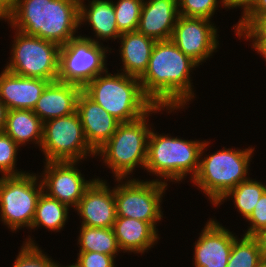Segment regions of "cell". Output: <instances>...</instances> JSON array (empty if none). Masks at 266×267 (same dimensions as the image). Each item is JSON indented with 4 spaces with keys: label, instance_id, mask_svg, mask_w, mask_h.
I'll use <instances>...</instances> for the list:
<instances>
[{
    "label": "cell",
    "instance_id": "6da1fadb",
    "mask_svg": "<svg viewBox=\"0 0 266 267\" xmlns=\"http://www.w3.org/2000/svg\"><path fill=\"white\" fill-rule=\"evenodd\" d=\"M198 66L171 39L156 41L148 68L139 78L143 93L155 105L185 108L195 98L190 73Z\"/></svg>",
    "mask_w": 266,
    "mask_h": 267
},
{
    "label": "cell",
    "instance_id": "7a4b0ae2",
    "mask_svg": "<svg viewBox=\"0 0 266 267\" xmlns=\"http://www.w3.org/2000/svg\"><path fill=\"white\" fill-rule=\"evenodd\" d=\"M80 0H16L7 17L14 30L52 41L60 46L76 36Z\"/></svg>",
    "mask_w": 266,
    "mask_h": 267
},
{
    "label": "cell",
    "instance_id": "3957f363",
    "mask_svg": "<svg viewBox=\"0 0 266 267\" xmlns=\"http://www.w3.org/2000/svg\"><path fill=\"white\" fill-rule=\"evenodd\" d=\"M82 91L120 123L135 121L155 104L143 93L138 77L108 69L88 82Z\"/></svg>",
    "mask_w": 266,
    "mask_h": 267
},
{
    "label": "cell",
    "instance_id": "277c9868",
    "mask_svg": "<svg viewBox=\"0 0 266 267\" xmlns=\"http://www.w3.org/2000/svg\"><path fill=\"white\" fill-rule=\"evenodd\" d=\"M209 143L210 141L204 140L200 152L199 169L192 181L215 206L230 190L250 178L247 175L250 174L248 170L254 148L235 150V148L224 147L211 155L206 154L205 157L204 150Z\"/></svg>",
    "mask_w": 266,
    "mask_h": 267
},
{
    "label": "cell",
    "instance_id": "5b68a950",
    "mask_svg": "<svg viewBox=\"0 0 266 267\" xmlns=\"http://www.w3.org/2000/svg\"><path fill=\"white\" fill-rule=\"evenodd\" d=\"M166 108V109H165ZM174 112L165 106L155 105L141 118L126 123H120L112 137L96 151L104 165L112 170L115 179L131 178L135 167L145 168L147 161L148 138L151 131L148 117L162 110ZM152 112V113H151ZM150 128V129H149ZM139 165V166H138Z\"/></svg>",
    "mask_w": 266,
    "mask_h": 267
},
{
    "label": "cell",
    "instance_id": "8992f818",
    "mask_svg": "<svg viewBox=\"0 0 266 267\" xmlns=\"http://www.w3.org/2000/svg\"><path fill=\"white\" fill-rule=\"evenodd\" d=\"M168 135L157 134L153 128L151 129L144 169L161 178L159 181L163 183H167L168 180L182 182L189 174L192 182L199 169L204 140L192 141Z\"/></svg>",
    "mask_w": 266,
    "mask_h": 267
},
{
    "label": "cell",
    "instance_id": "52a82bcc",
    "mask_svg": "<svg viewBox=\"0 0 266 267\" xmlns=\"http://www.w3.org/2000/svg\"><path fill=\"white\" fill-rule=\"evenodd\" d=\"M5 70L22 77L58 80L61 46L16 30Z\"/></svg>",
    "mask_w": 266,
    "mask_h": 267
},
{
    "label": "cell",
    "instance_id": "ba28073f",
    "mask_svg": "<svg viewBox=\"0 0 266 267\" xmlns=\"http://www.w3.org/2000/svg\"><path fill=\"white\" fill-rule=\"evenodd\" d=\"M36 173L0 178V218L12 232L31 228L43 184ZM39 180V181H38Z\"/></svg>",
    "mask_w": 266,
    "mask_h": 267
},
{
    "label": "cell",
    "instance_id": "9c48e42d",
    "mask_svg": "<svg viewBox=\"0 0 266 267\" xmlns=\"http://www.w3.org/2000/svg\"><path fill=\"white\" fill-rule=\"evenodd\" d=\"M114 180L118 183L113 188L117 216L148 222L158 231L156 225L163 218L161 202L168 184L159 179Z\"/></svg>",
    "mask_w": 266,
    "mask_h": 267
},
{
    "label": "cell",
    "instance_id": "30bf717a",
    "mask_svg": "<svg viewBox=\"0 0 266 267\" xmlns=\"http://www.w3.org/2000/svg\"><path fill=\"white\" fill-rule=\"evenodd\" d=\"M46 162L75 161L95 156L83 131L78 112L58 117L43 123V138L40 146ZM90 154V155H89Z\"/></svg>",
    "mask_w": 266,
    "mask_h": 267
},
{
    "label": "cell",
    "instance_id": "8fae6325",
    "mask_svg": "<svg viewBox=\"0 0 266 267\" xmlns=\"http://www.w3.org/2000/svg\"><path fill=\"white\" fill-rule=\"evenodd\" d=\"M78 35L60 48L58 80L82 88L97 75L105 72L108 47Z\"/></svg>",
    "mask_w": 266,
    "mask_h": 267
},
{
    "label": "cell",
    "instance_id": "7c38bea8",
    "mask_svg": "<svg viewBox=\"0 0 266 267\" xmlns=\"http://www.w3.org/2000/svg\"><path fill=\"white\" fill-rule=\"evenodd\" d=\"M217 30L209 19L179 15L170 39L186 56L202 65L217 51Z\"/></svg>",
    "mask_w": 266,
    "mask_h": 267
},
{
    "label": "cell",
    "instance_id": "4fadbf2b",
    "mask_svg": "<svg viewBox=\"0 0 266 267\" xmlns=\"http://www.w3.org/2000/svg\"><path fill=\"white\" fill-rule=\"evenodd\" d=\"M45 168L41 174L43 192L59 202L75 208L83 197L85 190L96 179L86 180L75 167L79 162H43ZM77 163V164H76ZM43 177V178H42Z\"/></svg>",
    "mask_w": 266,
    "mask_h": 267
},
{
    "label": "cell",
    "instance_id": "5bb4252c",
    "mask_svg": "<svg viewBox=\"0 0 266 267\" xmlns=\"http://www.w3.org/2000/svg\"><path fill=\"white\" fill-rule=\"evenodd\" d=\"M74 209L81 216V225L113 228L117 217L114 189L109 187L106 180L97 178L85 190Z\"/></svg>",
    "mask_w": 266,
    "mask_h": 267
},
{
    "label": "cell",
    "instance_id": "9a60e30c",
    "mask_svg": "<svg viewBox=\"0 0 266 267\" xmlns=\"http://www.w3.org/2000/svg\"><path fill=\"white\" fill-rule=\"evenodd\" d=\"M236 237L215 219L208 220L194 243V267H226Z\"/></svg>",
    "mask_w": 266,
    "mask_h": 267
},
{
    "label": "cell",
    "instance_id": "2e32d148",
    "mask_svg": "<svg viewBox=\"0 0 266 267\" xmlns=\"http://www.w3.org/2000/svg\"><path fill=\"white\" fill-rule=\"evenodd\" d=\"M76 111L79 114L85 138L95 152L112 137L120 124L83 91L78 96Z\"/></svg>",
    "mask_w": 266,
    "mask_h": 267
},
{
    "label": "cell",
    "instance_id": "e0dca14e",
    "mask_svg": "<svg viewBox=\"0 0 266 267\" xmlns=\"http://www.w3.org/2000/svg\"><path fill=\"white\" fill-rule=\"evenodd\" d=\"M50 82L41 78L18 76L3 69L0 74V100L8 110H33Z\"/></svg>",
    "mask_w": 266,
    "mask_h": 267
},
{
    "label": "cell",
    "instance_id": "ac0fdd59",
    "mask_svg": "<svg viewBox=\"0 0 266 267\" xmlns=\"http://www.w3.org/2000/svg\"><path fill=\"white\" fill-rule=\"evenodd\" d=\"M178 16V0H144L137 31L156 41L169 40Z\"/></svg>",
    "mask_w": 266,
    "mask_h": 267
},
{
    "label": "cell",
    "instance_id": "d6986e66",
    "mask_svg": "<svg viewBox=\"0 0 266 267\" xmlns=\"http://www.w3.org/2000/svg\"><path fill=\"white\" fill-rule=\"evenodd\" d=\"M82 92V87L62 82L59 80L50 82L34 109L32 110L42 122L73 114L77 109V99Z\"/></svg>",
    "mask_w": 266,
    "mask_h": 267
},
{
    "label": "cell",
    "instance_id": "ffe728a7",
    "mask_svg": "<svg viewBox=\"0 0 266 267\" xmlns=\"http://www.w3.org/2000/svg\"><path fill=\"white\" fill-rule=\"evenodd\" d=\"M113 231L118 246L124 253L144 254L160 239L158 231L150 223L132 218L117 216Z\"/></svg>",
    "mask_w": 266,
    "mask_h": 267
},
{
    "label": "cell",
    "instance_id": "44dd1931",
    "mask_svg": "<svg viewBox=\"0 0 266 267\" xmlns=\"http://www.w3.org/2000/svg\"><path fill=\"white\" fill-rule=\"evenodd\" d=\"M84 3V0H80L79 2V27L86 22L96 34L94 35L96 38H90L88 36L84 38L90 39L98 44L101 42L98 40L105 41L114 38L115 41V39L120 37L121 33L116 23L113 1L92 0L88 6Z\"/></svg>",
    "mask_w": 266,
    "mask_h": 267
},
{
    "label": "cell",
    "instance_id": "7402d4cb",
    "mask_svg": "<svg viewBox=\"0 0 266 267\" xmlns=\"http://www.w3.org/2000/svg\"><path fill=\"white\" fill-rule=\"evenodd\" d=\"M122 69L126 75L140 78L147 70L156 40L138 31L122 33L118 38Z\"/></svg>",
    "mask_w": 266,
    "mask_h": 267
},
{
    "label": "cell",
    "instance_id": "603a6c76",
    "mask_svg": "<svg viewBox=\"0 0 266 267\" xmlns=\"http://www.w3.org/2000/svg\"><path fill=\"white\" fill-rule=\"evenodd\" d=\"M4 132L19 146L32 141L40 147L43 122L31 109L8 110Z\"/></svg>",
    "mask_w": 266,
    "mask_h": 267
},
{
    "label": "cell",
    "instance_id": "cb8c5ba5",
    "mask_svg": "<svg viewBox=\"0 0 266 267\" xmlns=\"http://www.w3.org/2000/svg\"><path fill=\"white\" fill-rule=\"evenodd\" d=\"M69 206L42 192L38 198L31 229L45 227L53 232H59L65 226L69 214Z\"/></svg>",
    "mask_w": 266,
    "mask_h": 267
},
{
    "label": "cell",
    "instance_id": "d4e9b609",
    "mask_svg": "<svg viewBox=\"0 0 266 267\" xmlns=\"http://www.w3.org/2000/svg\"><path fill=\"white\" fill-rule=\"evenodd\" d=\"M79 233V252H99L115 258L121 251L113 228H98L81 225Z\"/></svg>",
    "mask_w": 266,
    "mask_h": 267
},
{
    "label": "cell",
    "instance_id": "484cf974",
    "mask_svg": "<svg viewBox=\"0 0 266 267\" xmlns=\"http://www.w3.org/2000/svg\"><path fill=\"white\" fill-rule=\"evenodd\" d=\"M266 191V185L262 182L257 181L256 179H247L235 188L230 190L216 205L220 206L228 198L234 199L235 208L237 211L242 214L244 219H247L250 214L253 212L254 207L256 206L258 200L262 194Z\"/></svg>",
    "mask_w": 266,
    "mask_h": 267
},
{
    "label": "cell",
    "instance_id": "4316f807",
    "mask_svg": "<svg viewBox=\"0 0 266 267\" xmlns=\"http://www.w3.org/2000/svg\"><path fill=\"white\" fill-rule=\"evenodd\" d=\"M264 260L257 242L252 236L234 239L226 267H257Z\"/></svg>",
    "mask_w": 266,
    "mask_h": 267
},
{
    "label": "cell",
    "instance_id": "83f0119b",
    "mask_svg": "<svg viewBox=\"0 0 266 267\" xmlns=\"http://www.w3.org/2000/svg\"><path fill=\"white\" fill-rule=\"evenodd\" d=\"M233 29L239 38L252 39V47L258 54L266 49V15L244 16Z\"/></svg>",
    "mask_w": 266,
    "mask_h": 267
},
{
    "label": "cell",
    "instance_id": "f1b7e54d",
    "mask_svg": "<svg viewBox=\"0 0 266 267\" xmlns=\"http://www.w3.org/2000/svg\"><path fill=\"white\" fill-rule=\"evenodd\" d=\"M144 0H118L113 2L119 32L137 31Z\"/></svg>",
    "mask_w": 266,
    "mask_h": 267
},
{
    "label": "cell",
    "instance_id": "f546056e",
    "mask_svg": "<svg viewBox=\"0 0 266 267\" xmlns=\"http://www.w3.org/2000/svg\"><path fill=\"white\" fill-rule=\"evenodd\" d=\"M29 237L23 242L13 267H56L57 262L44 254L35 240Z\"/></svg>",
    "mask_w": 266,
    "mask_h": 267
},
{
    "label": "cell",
    "instance_id": "4dcf8cb0",
    "mask_svg": "<svg viewBox=\"0 0 266 267\" xmlns=\"http://www.w3.org/2000/svg\"><path fill=\"white\" fill-rule=\"evenodd\" d=\"M19 145L4 131L0 132V173L2 177L18 176L27 173L18 171L16 166Z\"/></svg>",
    "mask_w": 266,
    "mask_h": 267
},
{
    "label": "cell",
    "instance_id": "1f68e13d",
    "mask_svg": "<svg viewBox=\"0 0 266 267\" xmlns=\"http://www.w3.org/2000/svg\"><path fill=\"white\" fill-rule=\"evenodd\" d=\"M224 7L221 0H178L179 15L184 17H195L211 19L217 10L218 4Z\"/></svg>",
    "mask_w": 266,
    "mask_h": 267
},
{
    "label": "cell",
    "instance_id": "d6a6232c",
    "mask_svg": "<svg viewBox=\"0 0 266 267\" xmlns=\"http://www.w3.org/2000/svg\"><path fill=\"white\" fill-rule=\"evenodd\" d=\"M114 259L99 252H79L75 263L79 267H116Z\"/></svg>",
    "mask_w": 266,
    "mask_h": 267
},
{
    "label": "cell",
    "instance_id": "836d02e7",
    "mask_svg": "<svg viewBox=\"0 0 266 267\" xmlns=\"http://www.w3.org/2000/svg\"><path fill=\"white\" fill-rule=\"evenodd\" d=\"M246 220L250 226L244 235L252 236L261 228L266 227V191L262 194L253 212Z\"/></svg>",
    "mask_w": 266,
    "mask_h": 267
},
{
    "label": "cell",
    "instance_id": "e575fe53",
    "mask_svg": "<svg viewBox=\"0 0 266 267\" xmlns=\"http://www.w3.org/2000/svg\"><path fill=\"white\" fill-rule=\"evenodd\" d=\"M224 8L234 9L241 8L243 9L242 17H244L258 2V0H223Z\"/></svg>",
    "mask_w": 266,
    "mask_h": 267
},
{
    "label": "cell",
    "instance_id": "d590c367",
    "mask_svg": "<svg viewBox=\"0 0 266 267\" xmlns=\"http://www.w3.org/2000/svg\"><path fill=\"white\" fill-rule=\"evenodd\" d=\"M252 237L257 242L258 248L263 256L266 259V227L261 228L255 232Z\"/></svg>",
    "mask_w": 266,
    "mask_h": 267
},
{
    "label": "cell",
    "instance_id": "8d00e7d4",
    "mask_svg": "<svg viewBox=\"0 0 266 267\" xmlns=\"http://www.w3.org/2000/svg\"><path fill=\"white\" fill-rule=\"evenodd\" d=\"M266 15V0H258L255 6L245 16Z\"/></svg>",
    "mask_w": 266,
    "mask_h": 267
},
{
    "label": "cell",
    "instance_id": "74e56055",
    "mask_svg": "<svg viewBox=\"0 0 266 267\" xmlns=\"http://www.w3.org/2000/svg\"><path fill=\"white\" fill-rule=\"evenodd\" d=\"M16 0H0V12L7 18L15 7Z\"/></svg>",
    "mask_w": 266,
    "mask_h": 267
},
{
    "label": "cell",
    "instance_id": "f35d334b",
    "mask_svg": "<svg viewBox=\"0 0 266 267\" xmlns=\"http://www.w3.org/2000/svg\"><path fill=\"white\" fill-rule=\"evenodd\" d=\"M8 108L5 104L0 100V132L4 131L6 125Z\"/></svg>",
    "mask_w": 266,
    "mask_h": 267
},
{
    "label": "cell",
    "instance_id": "ab89813d",
    "mask_svg": "<svg viewBox=\"0 0 266 267\" xmlns=\"http://www.w3.org/2000/svg\"><path fill=\"white\" fill-rule=\"evenodd\" d=\"M56 267H79L76 263H73L72 265L68 266H61L58 262L56 263Z\"/></svg>",
    "mask_w": 266,
    "mask_h": 267
},
{
    "label": "cell",
    "instance_id": "60d3db41",
    "mask_svg": "<svg viewBox=\"0 0 266 267\" xmlns=\"http://www.w3.org/2000/svg\"><path fill=\"white\" fill-rule=\"evenodd\" d=\"M257 267H266V259H264Z\"/></svg>",
    "mask_w": 266,
    "mask_h": 267
},
{
    "label": "cell",
    "instance_id": "b9f144b4",
    "mask_svg": "<svg viewBox=\"0 0 266 267\" xmlns=\"http://www.w3.org/2000/svg\"><path fill=\"white\" fill-rule=\"evenodd\" d=\"M266 61V49L260 54Z\"/></svg>",
    "mask_w": 266,
    "mask_h": 267
},
{
    "label": "cell",
    "instance_id": "7bdbcfd3",
    "mask_svg": "<svg viewBox=\"0 0 266 267\" xmlns=\"http://www.w3.org/2000/svg\"><path fill=\"white\" fill-rule=\"evenodd\" d=\"M5 20V22H6V20H7V18L0 12V20Z\"/></svg>",
    "mask_w": 266,
    "mask_h": 267
}]
</instances>
